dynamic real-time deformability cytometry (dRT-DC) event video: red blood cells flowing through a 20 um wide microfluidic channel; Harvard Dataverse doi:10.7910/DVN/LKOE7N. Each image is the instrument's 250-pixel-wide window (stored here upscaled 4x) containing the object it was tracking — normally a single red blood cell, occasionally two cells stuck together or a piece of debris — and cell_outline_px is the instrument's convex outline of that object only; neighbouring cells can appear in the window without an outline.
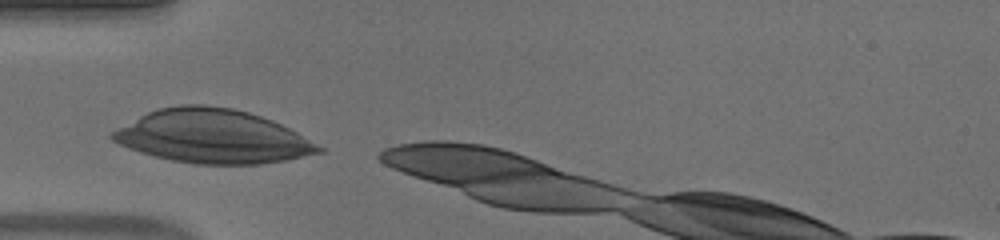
{"species": "human", "species_latin": "Homo sapiens", "temperature_condition": "warm", "stored_images_in_passage": 4, "camera_frame_rate_fps": 3000, "um_per_image_px": 0.085, "donor": {"sex": "male"}, "frame": {"image": 1, "passage_image": 1, "time_ms": 0.0, "image_size_px": [1000, 240], "cell_outline_px": [[324, 152], [284, 160], [260, 164], [196, 164], [172, 160], [140, 152], [120, 144], [112, 140], [108, 136], [112, 132], [140, 116], [148, 112], [160, 108], [180, 104], [204, 104], [232, 108], [248, 112], [272, 120], [296, 132], [324, 148]], "centroid_in_image_um": [18.08, 11.59], "position_along_channel_um": 66.9, "area_um2": 63.87}}